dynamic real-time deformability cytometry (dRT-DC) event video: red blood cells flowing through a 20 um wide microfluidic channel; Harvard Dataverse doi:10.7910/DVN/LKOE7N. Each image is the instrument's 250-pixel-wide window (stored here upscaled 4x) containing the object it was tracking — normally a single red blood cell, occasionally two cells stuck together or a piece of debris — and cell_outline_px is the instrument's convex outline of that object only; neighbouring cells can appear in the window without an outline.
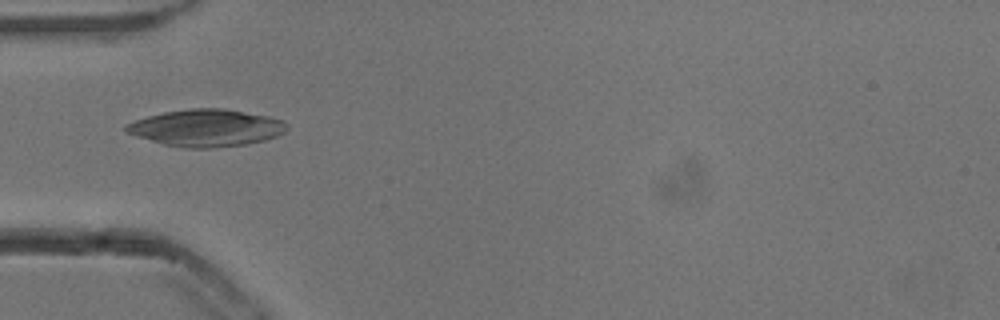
{"species": "common noctule bat (a hibernating species)", "species_latin": "Nyctalus noctula", "temperature_condition": "cold", "stored_images_in_passage": 43, "camera_frame_rate_fps": 3000, "um_per_image_px": 0.085, "animal": {"sex": "male", "body_mass_g": 13.3}, "frame": {"image": 1, "passage_image": 7, "time_ms": 2.0, "image_size_px": [1000, 320], "cell_outline_px": [[288, 128], [284, 132], [276, 136], [264, 140], [248, 144], [212, 148], [188, 148], [164, 144], [136, 136], [124, 132], [124, 124], [148, 116], [164, 112], [192, 108], [224, 108], [268, 116], [284, 120], [288, 124]], "centroid_in_image_um": [17.54, 10.87], "position_along_channel_um": 67.5, "area_um2": 34.8}}
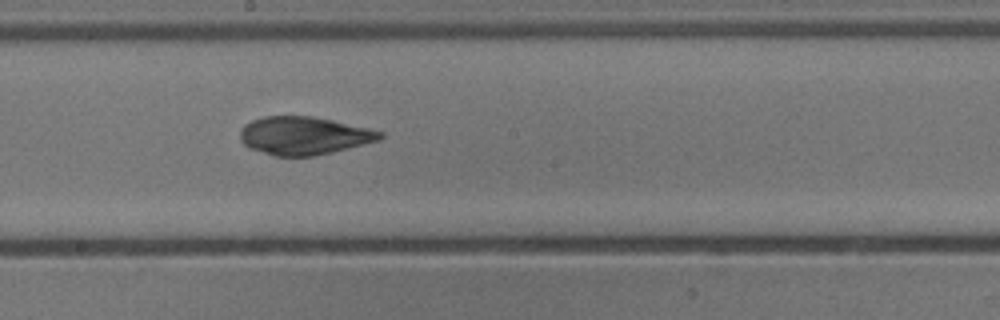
{"frame": {"image": 2, "passage_image": 19, "time_ms": 6.0, "image_size_px": [1000, 320], "cell_outline_px": [[384, 136], [380, 140], [332, 152], [312, 156], [276, 156], [248, 148], [240, 140], [240, 128], [244, 124], [252, 120], [264, 116], [312, 116], [332, 120], [368, 128], [384, 132]], "centroid_in_image_um": [25.81, 11.53], "position_along_channel_um": 222.4, "area_um2": 31.04}}
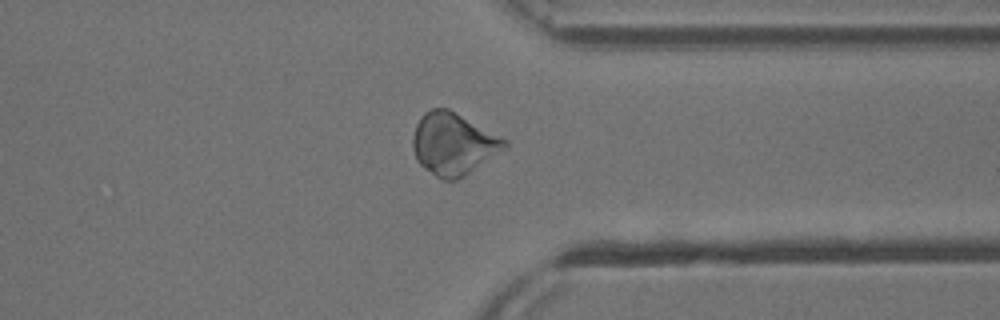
{"frame": {"image": 3, "passage_image": 31, "time_ms": 10.0, "image_size_px": [1000, 320], "cell_outline_px": [[508, 148], [464, 176], [456, 180], [444, 180], [436, 176], [424, 168], [416, 160], [412, 148], [412, 136], [416, 124], [420, 116], [424, 112], [432, 108], [448, 108], [508, 140]], "centroid_in_image_um": [38.53, 12.23], "position_along_channel_um": 372.9, "area_um2": 33.41}}